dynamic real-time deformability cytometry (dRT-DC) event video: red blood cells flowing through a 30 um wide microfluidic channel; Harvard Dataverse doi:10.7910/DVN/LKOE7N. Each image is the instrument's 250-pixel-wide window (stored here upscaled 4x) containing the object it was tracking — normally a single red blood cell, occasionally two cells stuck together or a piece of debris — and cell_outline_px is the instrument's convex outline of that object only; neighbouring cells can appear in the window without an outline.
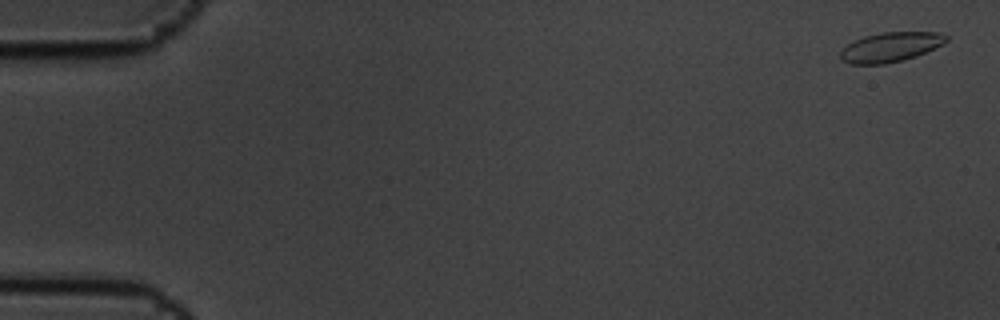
{"species": "common noctule bat (a hibernating species)", "species_latin": "Nyctalus noctula", "temperature_condition": "cold", "stored_images_in_passage": 5, "camera_frame_rate_fps": 3000, "um_per_image_px": 0.085, "animal": {"sex": "male", "body_mass_g": 19.5, "forearm_length_mm": 54.6}, "frame": {"image": 1, "passage_image": 1, "time_ms": 0.0, "image_size_px": [1000, 320], "cell_outline_px": [[948, 40], [944, 44], [916, 56], [904, 60], [884, 64], [852, 64], [840, 60], [840, 52], [848, 44], [864, 36], [884, 32], [936, 32], [948, 36]], "centroid_in_image_um": [75.71, 4.0], "position_along_channel_um": 9.3, "area_um2": 18.21}}
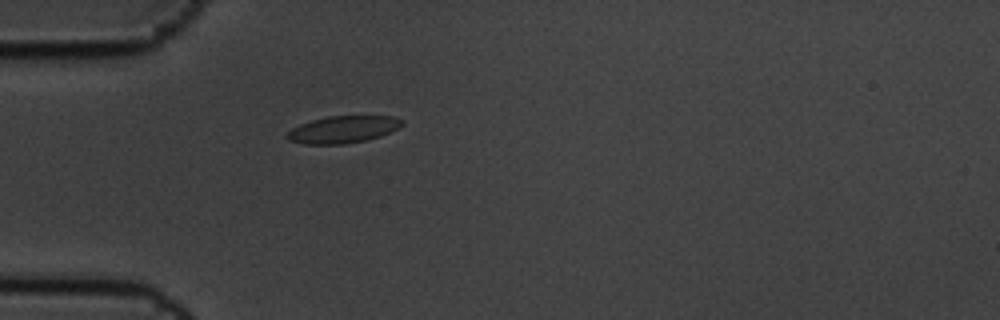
{"frame": {"image": 2, "passage_image": 5, "time_ms": 1.333, "image_size_px": [1000, 320], "cell_outline_px": [[404, 124], [380, 136], [364, 140], [344, 144], [304, 144], [288, 140], [284, 136], [292, 128], [300, 124], [312, 120], [328, 116], [392, 116], [404, 120]], "centroid_in_image_um": [29.12, 11.0], "position_along_channel_um": 55.9, "area_um2": 18.03}}